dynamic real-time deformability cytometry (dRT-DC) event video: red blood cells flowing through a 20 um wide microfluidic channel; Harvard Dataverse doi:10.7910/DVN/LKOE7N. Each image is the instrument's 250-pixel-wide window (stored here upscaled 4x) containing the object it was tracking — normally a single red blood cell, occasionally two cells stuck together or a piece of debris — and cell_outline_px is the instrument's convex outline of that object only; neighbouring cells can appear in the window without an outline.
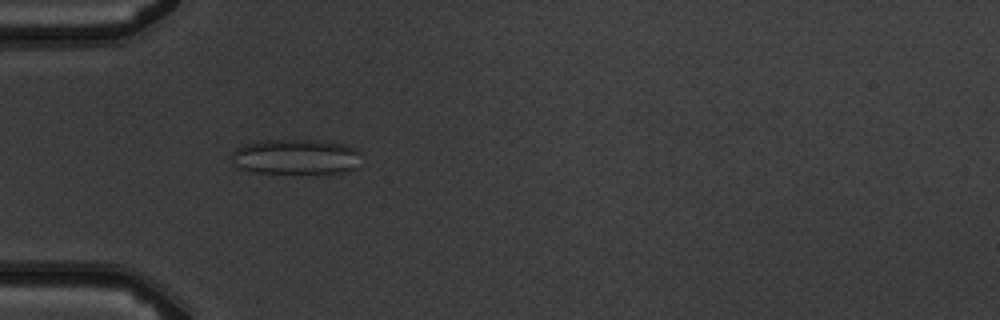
{"species": "common noctule bat (a hibernating species)", "species_latin": "Nyctalus noctula", "temperature_condition": "warm", "stored_images_in_passage": 4, "camera_frame_rate_fps": 3000, "um_per_image_px": 0.085, "animal": {"sex": "male", "body_mass_g": 19.5, "forearm_length_mm": 54.6}, "frame": {"image": 1, "passage_image": 3, "time_ms": 3.333, "image_size_px": [1000, 320], "cell_outline_px": [[356, 168], [344, 172], [256, 172], [240, 168], [232, 160], [232, 152], [236, 148], [244, 144], [268, 140], [308, 140], [340, 144], [356, 148]], "centroid_in_image_um": [25.07, 13.32], "position_along_channel_um": 59.9, "area_um2": 25.66}}
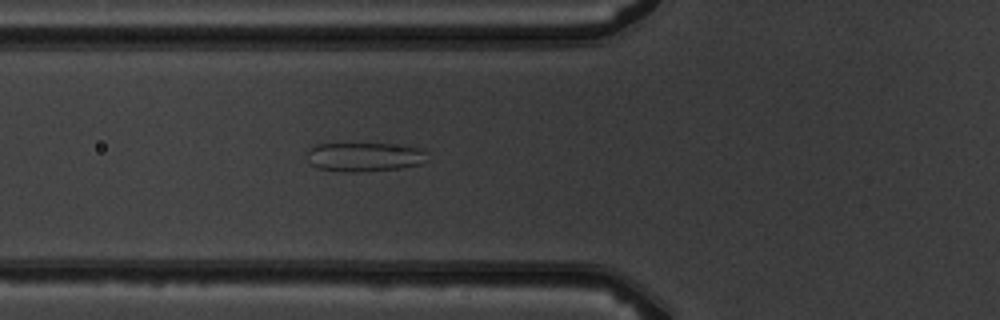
{"frame": {"image": 2, "passage_image": 4, "time_ms": 4.333, "image_size_px": [1000, 320], "cell_outline_px": [[428, 160], [420, 164], [400, 168], [356, 172], [344, 172], [316, 168], [304, 156], [308, 148], [316, 144], [404, 144], [420, 148], [424, 152]], "centroid_in_image_um": [30.94, 13.33], "position_along_channel_um": 94.9, "area_um2": 20.63}}